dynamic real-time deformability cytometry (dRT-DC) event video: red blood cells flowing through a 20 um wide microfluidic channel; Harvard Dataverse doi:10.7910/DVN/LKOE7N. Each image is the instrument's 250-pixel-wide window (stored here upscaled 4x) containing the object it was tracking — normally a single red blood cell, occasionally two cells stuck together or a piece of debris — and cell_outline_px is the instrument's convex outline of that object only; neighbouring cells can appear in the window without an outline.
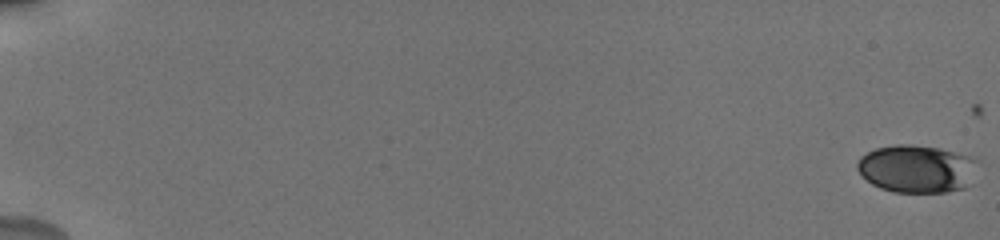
{"species": "human", "species_latin": "Homo sapiens", "temperature_condition": "cold", "stored_images_in_passage": 94, "camera_frame_rate_fps": 3000, "um_per_image_px": 0.085, "donor": {"sex": "male"}, "frame": {"image": 1, "passage_image": 1, "time_ms": 0.0, "image_size_px": [1000, 240], "cell_outline_px": [[980, 160], [964, 188], [948, 192], [892, 192], [880, 188], [872, 184], [856, 168], [856, 164], [860, 156], [876, 148], [896, 144], [908, 144], [936, 148], [968, 156]], "centroid_in_image_um": [77.88, 14.35], "position_along_channel_um": 7.1, "area_um2": 33.18}}
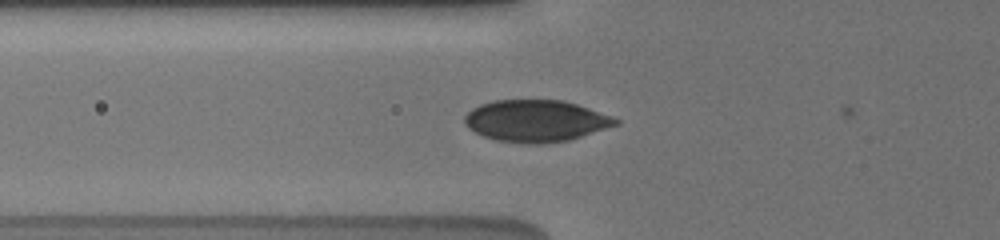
{"frame": {"image": 2, "passage_image": 37, "time_ms": 7.333, "image_size_px": [1000, 240], "cell_outline_px": [[620, 124], [568, 140], [540, 144], [524, 144], [496, 140], [484, 136], [468, 128], [464, 124], [464, 116], [472, 108], [480, 104], [492, 100], [564, 100], [612, 116], [620, 120]], "centroid_in_image_um": [45.53, 10.27], "position_along_channel_um": 80.3, "area_um2": 36.82}}
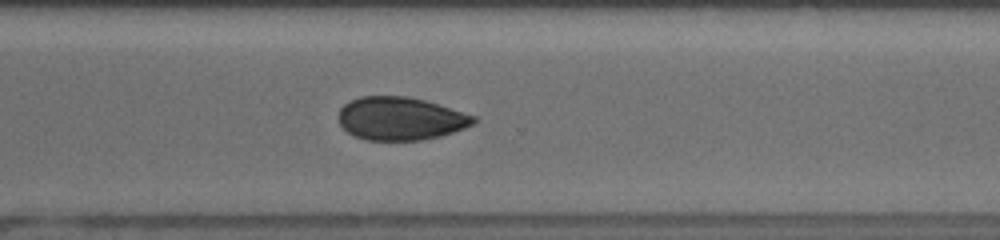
{"frame": {"image": 3, "passage_image": 73, "time_ms": 14.0, "image_size_px": [1000, 240], "cell_outline_px": [[476, 120], [472, 124], [464, 128], [440, 136], [420, 140], [364, 140], [352, 136], [340, 124], [340, 108], [344, 104], [360, 96], [408, 96], [440, 104], [476, 116]], "centroid_in_image_um": [34.04, 10.07], "position_along_channel_um": 336.6, "area_um2": 33.87}, "authors_computed_cell_mechanics": {"area_um2": 33.9864, "velocity_mm_per_s": 3.8518, "shape_relaxation_time_tau1_ms": 1.4965, "shape_relaxation_time_tau2_ms": null, "deformation_change_tau1": 0.0371, "deformation_change_tau2": null}}